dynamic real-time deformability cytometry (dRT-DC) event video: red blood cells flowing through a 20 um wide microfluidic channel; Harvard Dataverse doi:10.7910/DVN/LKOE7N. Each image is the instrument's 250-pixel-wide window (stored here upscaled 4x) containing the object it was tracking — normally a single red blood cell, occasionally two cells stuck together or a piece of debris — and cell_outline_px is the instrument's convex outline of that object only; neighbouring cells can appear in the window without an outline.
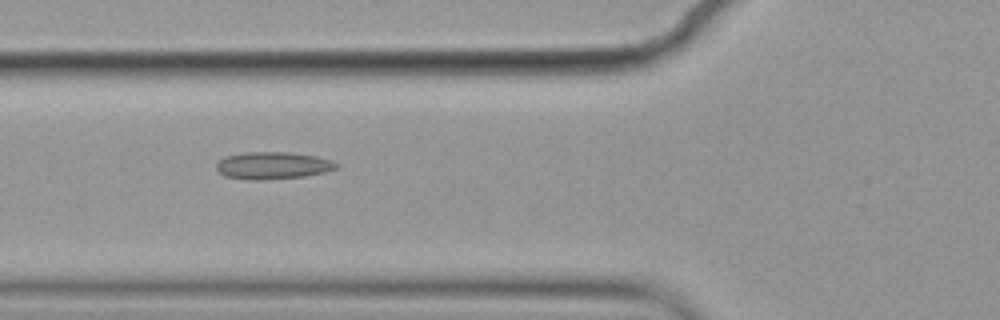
{"species": "common noctule bat (a hibernating species)", "species_latin": "Nyctalus noctula", "temperature_condition": "cold", "stored_images_in_passage": 7, "camera_frame_rate_fps": 3000, "um_per_image_px": 0.085, "animal": {"sex": "female", "body_mass_g": 19.9}, "frame": {"image": 1, "passage_image": 6, "time_ms": 1.667, "image_size_px": [1000, 320], "cell_outline_px": [[340, 164], [336, 168], [324, 172], [304, 176], [260, 180], [248, 180], [224, 176], [216, 168], [216, 164], [220, 160], [228, 156], [244, 152], [288, 152], [316, 156], [332, 160]], "centroid_in_image_um": [23.19, 14.07], "position_along_channel_um": 102.6, "area_um2": 18.96}}
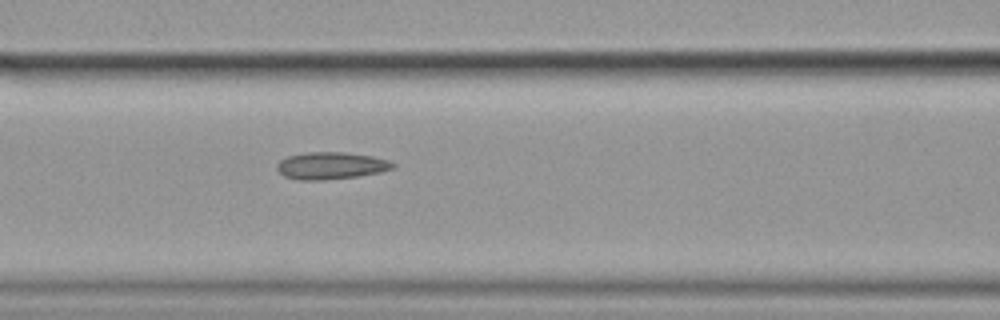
{"frame": {"image": 2, "passage_image": 7, "time_ms": 2.0, "image_size_px": [1000, 320], "cell_outline_px": [[396, 168], [380, 172], [360, 176], [320, 180], [300, 180], [284, 176], [276, 168], [276, 164], [280, 160], [288, 156], [308, 152], [344, 152], [372, 156], [388, 160], [396, 164]], "centroid_in_image_um": [28.15, 14.08], "position_along_channel_um": 138.4, "area_um2": 18.38}}